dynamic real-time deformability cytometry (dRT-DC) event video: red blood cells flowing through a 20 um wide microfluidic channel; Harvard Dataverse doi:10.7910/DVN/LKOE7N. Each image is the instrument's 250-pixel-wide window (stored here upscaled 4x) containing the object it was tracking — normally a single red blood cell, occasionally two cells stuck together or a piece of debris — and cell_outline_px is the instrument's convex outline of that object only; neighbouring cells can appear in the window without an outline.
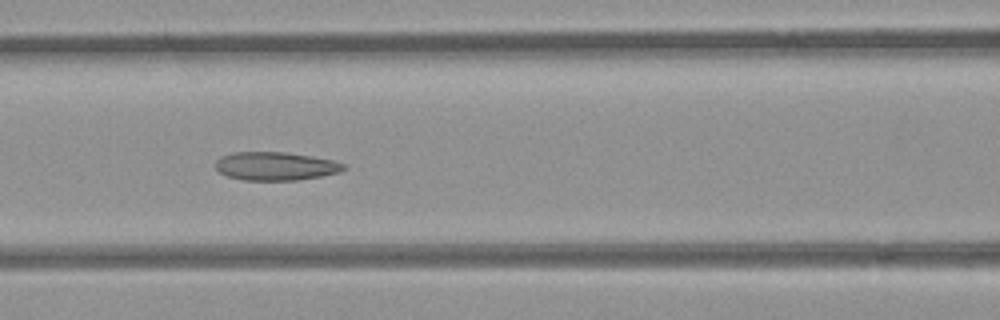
{"species": "common noctule bat (a hibernating species)", "species_latin": "Nyctalus noctula", "temperature_condition": "room temperature", "stored_images_in_passage": 8, "camera_frame_rate_fps": 3000, "um_per_image_px": 0.085, "animal": {"sex": "female", "body_mass_g": 21.9}, "frame": {"image": 1, "passage_image": 6, "time_ms": 6.667, "image_size_px": [1000, 320], "cell_outline_px": [[348, 168], [340, 172], [320, 176], [296, 180], [244, 180], [228, 176], [220, 172], [216, 168], [216, 160], [220, 156], [232, 152], [288, 152], [312, 156], [332, 160], [344, 164]], "centroid_in_image_um": [23.43, 14.11], "position_along_channel_um": 143.2, "area_um2": 21.21}}
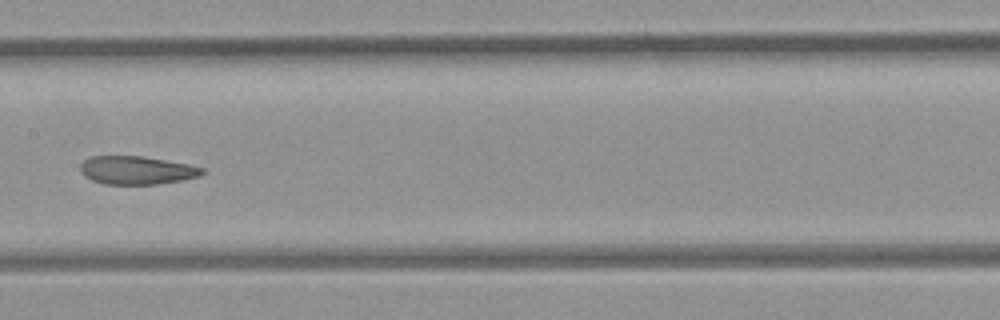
{"frame": {"image": 2, "passage_image": 7, "time_ms": 8.0, "image_size_px": [1000, 320], "cell_outline_px": [[204, 172], [200, 176], [180, 180], [156, 184], [104, 184], [92, 180], [84, 176], [80, 172], [80, 164], [84, 160], [92, 156], [144, 156], [188, 164], [204, 168]], "centroid_in_image_um": [11.59, 14.46], "position_along_channel_um": 195.8, "area_um2": 20.06}}
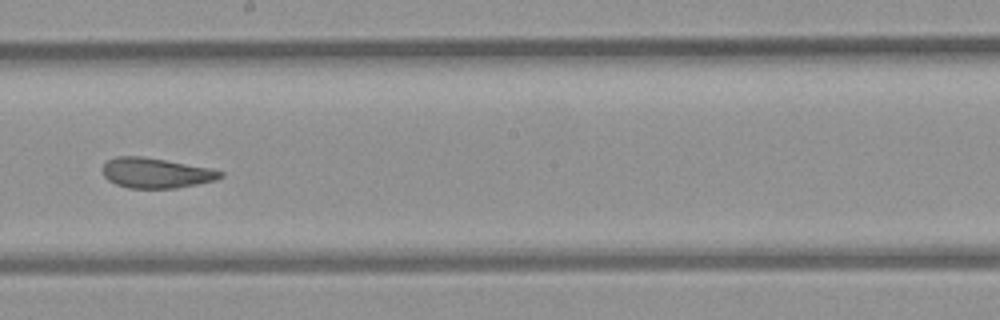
{"frame": {"image": 3, "passage_image": 8, "time_ms": 9.0, "image_size_px": [1000, 320], "cell_outline_px": [[224, 176], [216, 180], [176, 188], [128, 188], [116, 184], [108, 180], [104, 176], [104, 164], [108, 160], [116, 156], [140, 156], [164, 160], [208, 168], [224, 172]], "centroid_in_image_um": [13.25, 14.71], "position_along_channel_um": 234.9, "area_um2": 20.4}}